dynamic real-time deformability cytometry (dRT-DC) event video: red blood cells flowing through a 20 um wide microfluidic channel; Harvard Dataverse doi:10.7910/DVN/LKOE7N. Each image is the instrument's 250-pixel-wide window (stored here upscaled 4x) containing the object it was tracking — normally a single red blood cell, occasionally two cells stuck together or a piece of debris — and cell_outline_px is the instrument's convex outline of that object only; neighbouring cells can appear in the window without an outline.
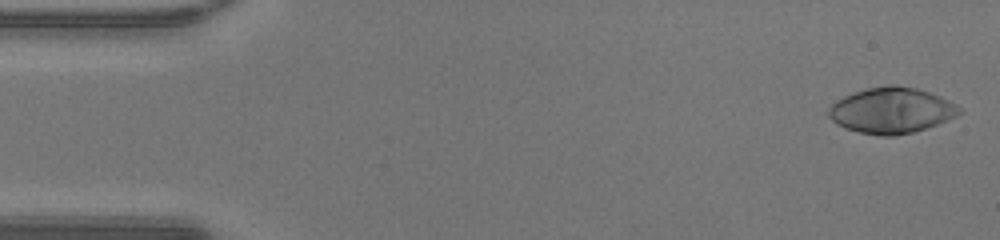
{"species": "human", "species_latin": "Homo sapiens", "temperature_condition": "warm", "stored_images_in_passage": 47, "camera_frame_rate_fps": 3000, "um_per_image_px": 0.085, "donor": {"sex": "male"}, "frame": {"image": 1, "passage_image": 1, "time_ms": 0.0, "image_size_px": [1000, 240], "cell_outline_px": [[960, 112], [956, 116], [948, 120], [912, 132], [896, 136], [880, 136], [860, 132], [844, 128], [836, 124], [828, 116], [828, 108], [836, 100], [844, 96], [868, 88], [888, 84], [896, 84], [916, 88], [940, 96], [956, 104], [960, 108]], "centroid_in_image_um": [75.75, 9.38], "position_along_channel_um": 9.3, "area_um2": 34.8}}
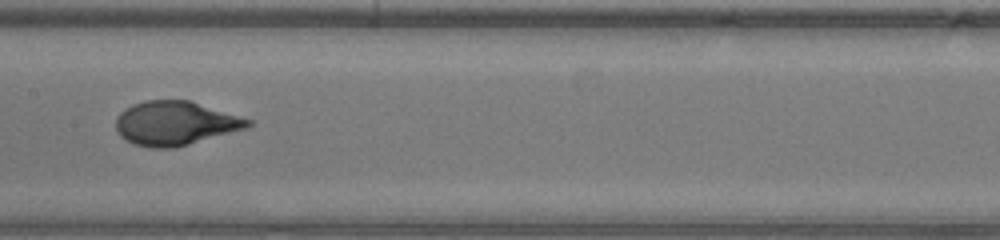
{"frame": {"image": 2, "passage_image": 23, "time_ms": 7.333, "image_size_px": [1000, 240], "cell_outline_px": [[252, 124], [248, 128], [188, 144], [172, 148], [152, 148], [136, 144], [120, 136], [116, 132], [116, 116], [124, 108], [132, 104], [144, 100], [188, 100], [252, 120]], "centroid_in_image_um": [14.87, 10.47], "position_along_channel_um": 192.5, "area_um2": 33.7}}
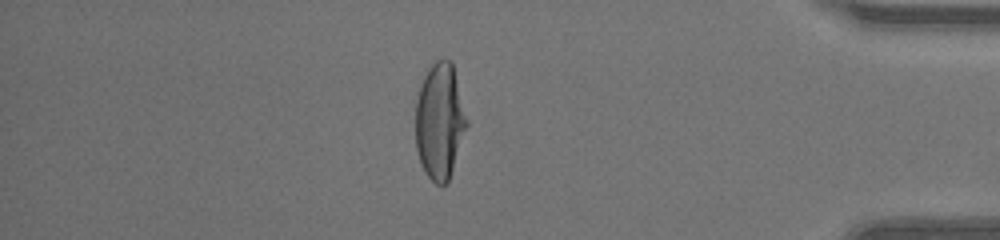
{"frame": {"image": 3, "passage_image": 40, "time_ms": 13.0, "image_size_px": [1000, 240], "cell_outline_px": [[468, 124], [448, 184], [436, 184], [424, 172], [416, 148], [416, 100], [420, 84], [428, 68], [436, 60], [444, 56], [452, 60], [468, 120]], "centroid_in_image_um": [37.39, 10.26], "position_along_channel_um": 397.8, "area_um2": 35.03}, "authors_computed_cell_mechanics": {"area_um2": 33.9864, "velocity_mm_per_s": 4.3271, "shape_relaxation_time_tau1_ms": 3.9422, "shape_relaxation_time_tau2_ms": null, "deformation_change_tau1": 0.2723, "deformation_change_tau2": null}}